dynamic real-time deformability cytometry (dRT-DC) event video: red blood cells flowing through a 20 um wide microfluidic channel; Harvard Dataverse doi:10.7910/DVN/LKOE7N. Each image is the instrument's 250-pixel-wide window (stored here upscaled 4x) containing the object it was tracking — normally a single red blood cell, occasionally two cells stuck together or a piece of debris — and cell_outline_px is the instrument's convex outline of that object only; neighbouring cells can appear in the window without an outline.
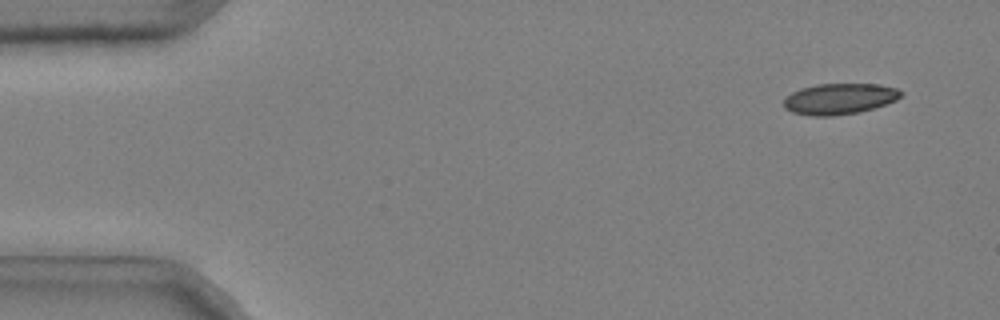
{"species": "common noctule bat (a hibernating species)", "species_latin": "Nyctalus noctula", "temperature_condition": "cold", "stored_images_in_passage": 46, "camera_frame_rate_fps": 3000, "um_per_image_px": 0.085, "animal": {"sex": "male", "body_mass_g": 20.4}, "frame": {"image": 1, "passage_image": 2, "time_ms": 0.333, "image_size_px": [1000, 320], "cell_outline_px": [[904, 92], [896, 100], [860, 112], [832, 116], [812, 116], [792, 112], [784, 108], [784, 96], [800, 88], [816, 84], [880, 84], [896, 88]], "centroid_in_image_um": [71.32, 8.39], "position_along_channel_um": 13.7, "area_um2": 21.21}}
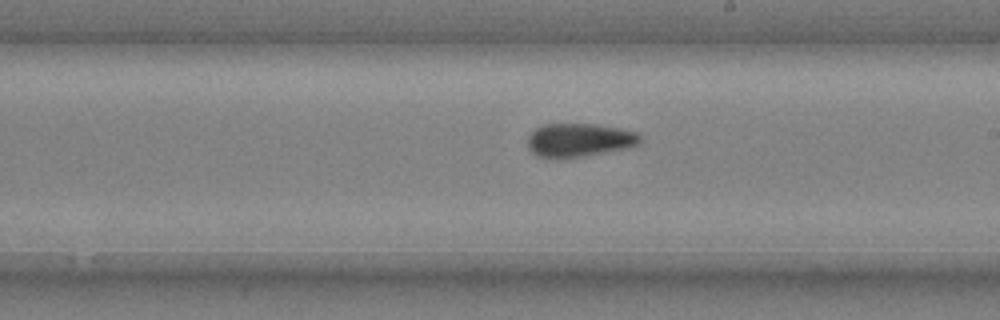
{"frame": {"image": 2, "passage_image": 29, "time_ms": 9.333, "image_size_px": [1000, 320], "cell_outline_px": [[640, 144], [624, 148], [560, 160], [536, 156], [528, 148], [528, 136], [536, 128], [544, 124], [596, 124], [620, 128], [636, 132], [640, 136]], "centroid_in_image_um": [49.18, 11.91], "position_along_channel_um": 239.8, "area_um2": 22.02}}
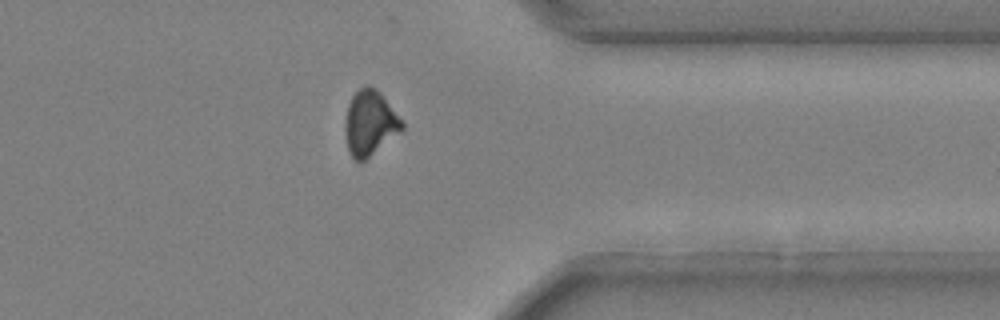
{"frame": {"image": 3, "passage_image": 41, "time_ms": 13.333, "image_size_px": [1000, 320], "cell_outline_px": [[404, 128], [400, 132], [360, 164], [348, 152], [344, 128], [344, 120], [348, 104], [352, 96], [364, 84], [368, 84], [376, 88], [380, 92], [404, 124]], "centroid_in_image_um": [31.4, 10.46], "position_along_channel_um": 380.0, "area_um2": 21.62}, "authors_computed_cell_mechanics": {"area_um2": 21.9929, "velocity_mm_per_s": 3.7054, "shape_relaxation_time_tau1_ms": null, "shape_relaxation_time_tau2_ms": 2.5648, "deformation_change_tau1": null, "deformation_change_tau2": 0.0651}}